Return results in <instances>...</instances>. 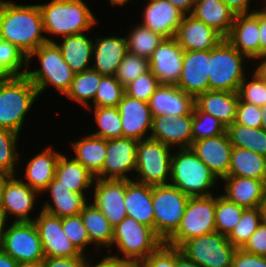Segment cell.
<instances>
[{"label":"cell","mask_w":266,"mask_h":267,"mask_svg":"<svg viewBox=\"0 0 266 267\" xmlns=\"http://www.w3.org/2000/svg\"><path fill=\"white\" fill-rule=\"evenodd\" d=\"M132 0H109L108 4H110L113 8L116 6H121L123 8V6H126L127 3H131Z\"/></svg>","instance_id":"65"},{"label":"cell","mask_w":266,"mask_h":267,"mask_svg":"<svg viewBox=\"0 0 266 267\" xmlns=\"http://www.w3.org/2000/svg\"><path fill=\"white\" fill-rule=\"evenodd\" d=\"M259 61V62H258ZM256 63L255 68L252 72L256 74L262 81L266 82V54L256 57L252 60L251 65Z\"/></svg>","instance_id":"59"},{"label":"cell","mask_w":266,"mask_h":267,"mask_svg":"<svg viewBox=\"0 0 266 267\" xmlns=\"http://www.w3.org/2000/svg\"><path fill=\"white\" fill-rule=\"evenodd\" d=\"M263 221L266 223V199L261 205Z\"/></svg>","instance_id":"67"},{"label":"cell","mask_w":266,"mask_h":267,"mask_svg":"<svg viewBox=\"0 0 266 267\" xmlns=\"http://www.w3.org/2000/svg\"><path fill=\"white\" fill-rule=\"evenodd\" d=\"M124 203L128 217L154 229L151 185L143 184L133 179L127 180Z\"/></svg>","instance_id":"31"},{"label":"cell","mask_w":266,"mask_h":267,"mask_svg":"<svg viewBox=\"0 0 266 267\" xmlns=\"http://www.w3.org/2000/svg\"><path fill=\"white\" fill-rule=\"evenodd\" d=\"M17 267H43V261L22 262L18 263Z\"/></svg>","instance_id":"64"},{"label":"cell","mask_w":266,"mask_h":267,"mask_svg":"<svg viewBox=\"0 0 266 267\" xmlns=\"http://www.w3.org/2000/svg\"><path fill=\"white\" fill-rule=\"evenodd\" d=\"M189 198L171 184L152 186L154 231L164 242L179 228Z\"/></svg>","instance_id":"9"},{"label":"cell","mask_w":266,"mask_h":267,"mask_svg":"<svg viewBox=\"0 0 266 267\" xmlns=\"http://www.w3.org/2000/svg\"><path fill=\"white\" fill-rule=\"evenodd\" d=\"M0 39L16 46L27 57L47 43L38 3L0 0Z\"/></svg>","instance_id":"1"},{"label":"cell","mask_w":266,"mask_h":267,"mask_svg":"<svg viewBox=\"0 0 266 267\" xmlns=\"http://www.w3.org/2000/svg\"><path fill=\"white\" fill-rule=\"evenodd\" d=\"M184 50L175 37L164 38L153 51L149 63L150 71L160 84L177 85L183 68Z\"/></svg>","instance_id":"17"},{"label":"cell","mask_w":266,"mask_h":267,"mask_svg":"<svg viewBox=\"0 0 266 267\" xmlns=\"http://www.w3.org/2000/svg\"><path fill=\"white\" fill-rule=\"evenodd\" d=\"M124 94V87L116 79V76L103 75L95 98L88 107H117Z\"/></svg>","instance_id":"46"},{"label":"cell","mask_w":266,"mask_h":267,"mask_svg":"<svg viewBox=\"0 0 266 267\" xmlns=\"http://www.w3.org/2000/svg\"><path fill=\"white\" fill-rule=\"evenodd\" d=\"M21 134L0 128V177L17 175L22 161L18 143ZM18 168V169H17Z\"/></svg>","instance_id":"42"},{"label":"cell","mask_w":266,"mask_h":267,"mask_svg":"<svg viewBox=\"0 0 266 267\" xmlns=\"http://www.w3.org/2000/svg\"><path fill=\"white\" fill-rule=\"evenodd\" d=\"M263 221L262 209L247 208L240 221L227 236L228 241L236 248H242Z\"/></svg>","instance_id":"45"},{"label":"cell","mask_w":266,"mask_h":267,"mask_svg":"<svg viewBox=\"0 0 266 267\" xmlns=\"http://www.w3.org/2000/svg\"><path fill=\"white\" fill-rule=\"evenodd\" d=\"M193 114L153 117L150 138L175 148H191Z\"/></svg>","instance_id":"18"},{"label":"cell","mask_w":266,"mask_h":267,"mask_svg":"<svg viewBox=\"0 0 266 267\" xmlns=\"http://www.w3.org/2000/svg\"><path fill=\"white\" fill-rule=\"evenodd\" d=\"M239 97L237 92L207 90L195 98V105L220 120L226 127L235 122Z\"/></svg>","instance_id":"32"},{"label":"cell","mask_w":266,"mask_h":267,"mask_svg":"<svg viewBox=\"0 0 266 267\" xmlns=\"http://www.w3.org/2000/svg\"><path fill=\"white\" fill-rule=\"evenodd\" d=\"M227 133V127L214 116L202 112L196 105L193 109L192 136L193 142Z\"/></svg>","instance_id":"47"},{"label":"cell","mask_w":266,"mask_h":267,"mask_svg":"<svg viewBox=\"0 0 266 267\" xmlns=\"http://www.w3.org/2000/svg\"><path fill=\"white\" fill-rule=\"evenodd\" d=\"M225 39L250 61L259 57V10L249 14H237Z\"/></svg>","instance_id":"24"},{"label":"cell","mask_w":266,"mask_h":267,"mask_svg":"<svg viewBox=\"0 0 266 267\" xmlns=\"http://www.w3.org/2000/svg\"><path fill=\"white\" fill-rule=\"evenodd\" d=\"M128 53L127 39L118 35L96 36L91 68L101 75L116 76L119 64Z\"/></svg>","instance_id":"23"},{"label":"cell","mask_w":266,"mask_h":267,"mask_svg":"<svg viewBox=\"0 0 266 267\" xmlns=\"http://www.w3.org/2000/svg\"><path fill=\"white\" fill-rule=\"evenodd\" d=\"M67 155L64 153L60 155L56 165L55 177L49 185H63L72 192L84 194L87 198H90V189H93L95 175L72 156L69 158Z\"/></svg>","instance_id":"29"},{"label":"cell","mask_w":266,"mask_h":267,"mask_svg":"<svg viewBox=\"0 0 266 267\" xmlns=\"http://www.w3.org/2000/svg\"><path fill=\"white\" fill-rule=\"evenodd\" d=\"M102 76L92 68L76 73L69 90L64 96L86 109L95 98Z\"/></svg>","instance_id":"38"},{"label":"cell","mask_w":266,"mask_h":267,"mask_svg":"<svg viewBox=\"0 0 266 267\" xmlns=\"http://www.w3.org/2000/svg\"><path fill=\"white\" fill-rule=\"evenodd\" d=\"M62 151L46 146L26 162L24 176L20 179L40 195L55 177V170ZM22 176V177H21Z\"/></svg>","instance_id":"27"},{"label":"cell","mask_w":266,"mask_h":267,"mask_svg":"<svg viewBox=\"0 0 266 267\" xmlns=\"http://www.w3.org/2000/svg\"><path fill=\"white\" fill-rule=\"evenodd\" d=\"M210 50L184 51L183 68L176 85L196 98L209 90Z\"/></svg>","instance_id":"20"},{"label":"cell","mask_w":266,"mask_h":267,"mask_svg":"<svg viewBox=\"0 0 266 267\" xmlns=\"http://www.w3.org/2000/svg\"><path fill=\"white\" fill-rule=\"evenodd\" d=\"M191 148L219 181L228 176L233 146L227 133L194 141Z\"/></svg>","instance_id":"21"},{"label":"cell","mask_w":266,"mask_h":267,"mask_svg":"<svg viewBox=\"0 0 266 267\" xmlns=\"http://www.w3.org/2000/svg\"><path fill=\"white\" fill-rule=\"evenodd\" d=\"M221 1L225 5H227L236 15L249 14L258 10L257 5L255 7L256 9L253 8L254 4L252 3L253 2L252 0H221Z\"/></svg>","instance_id":"58"},{"label":"cell","mask_w":266,"mask_h":267,"mask_svg":"<svg viewBox=\"0 0 266 267\" xmlns=\"http://www.w3.org/2000/svg\"><path fill=\"white\" fill-rule=\"evenodd\" d=\"M137 144L138 140L127 137L106 140V157L103 168L95 178L132 180L136 170ZM131 174H133L132 177Z\"/></svg>","instance_id":"14"},{"label":"cell","mask_w":266,"mask_h":267,"mask_svg":"<svg viewBox=\"0 0 266 267\" xmlns=\"http://www.w3.org/2000/svg\"><path fill=\"white\" fill-rule=\"evenodd\" d=\"M137 267H175V247L164 242L146 259L138 261Z\"/></svg>","instance_id":"52"},{"label":"cell","mask_w":266,"mask_h":267,"mask_svg":"<svg viewBox=\"0 0 266 267\" xmlns=\"http://www.w3.org/2000/svg\"><path fill=\"white\" fill-rule=\"evenodd\" d=\"M3 220H2V218H0V239H1V229H2V225H3Z\"/></svg>","instance_id":"69"},{"label":"cell","mask_w":266,"mask_h":267,"mask_svg":"<svg viewBox=\"0 0 266 267\" xmlns=\"http://www.w3.org/2000/svg\"><path fill=\"white\" fill-rule=\"evenodd\" d=\"M84 226L87 229L91 246L99 253V249H111L113 243V226L104 216V214L95 207L90 201L80 212ZM106 247V248H105Z\"/></svg>","instance_id":"35"},{"label":"cell","mask_w":266,"mask_h":267,"mask_svg":"<svg viewBox=\"0 0 266 267\" xmlns=\"http://www.w3.org/2000/svg\"><path fill=\"white\" fill-rule=\"evenodd\" d=\"M18 175L20 173L1 176V218L6 223L9 222V216L16 218H13V222H34L35 215L31 213L39 203L37 201L40 194L24 183Z\"/></svg>","instance_id":"13"},{"label":"cell","mask_w":266,"mask_h":267,"mask_svg":"<svg viewBox=\"0 0 266 267\" xmlns=\"http://www.w3.org/2000/svg\"><path fill=\"white\" fill-rule=\"evenodd\" d=\"M10 221L2 225L0 249L18 263L43 261L45 255L35 223Z\"/></svg>","instance_id":"11"},{"label":"cell","mask_w":266,"mask_h":267,"mask_svg":"<svg viewBox=\"0 0 266 267\" xmlns=\"http://www.w3.org/2000/svg\"><path fill=\"white\" fill-rule=\"evenodd\" d=\"M184 51H206L214 48L223 37L193 15H184L175 35Z\"/></svg>","instance_id":"25"},{"label":"cell","mask_w":266,"mask_h":267,"mask_svg":"<svg viewBox=\"0 0 266 267\" xmlns=\"http://www.w3.org/2000/svg\"><path fill=\"white\" fill-rule=\"evenodd\" d=\"M251 74H247L244 80L239 85L237 94L240 100L263 106L266 104V85L256 74L248 70ZM250 79V80H249Z\"/></svg>","instance_id":"48"},{"label":"cell","mask_w":266,"mask_h":267,"mask_svg":"<svg viewBox=\"0 0 266 267\" xmlns=\"http://www.w3.org/2000/svg\"><path fill=\"white\" fill-rule=\"evenodd\" d=\"M69 144L74 152L72 157L93 175L96 176L102 170L106 157V139L88 133Z\"/></svg>","instance_id":"36"},{"label":"cell","mask_w":266,"mask_h":267,"mask_svg":"<svg viewBox=\"0 0 266 267\" xmlns=\"http://www.w3.org/2000/svg\"><path fill=\"white\" fill-rule=\"evenodd\" d=\"M227 134L233 147L245 148L266 157V130L233 122L227 127Z\"/></svg>","instance_id":"39"},{"label":"cell","mask_w":266,"mask_h":267,"mask_svg":"<svg viewBox=\"0 0 266 267\" xmlns=\"http://www.w3.org/2000/svg\"><path fill=\"white\" fill-rule=\"evenodd\" d=\"M33 59H36L40 66L38 69L30 70ZM74 75L55 42L40 45L27 57L25 76L36 87L39 98L49 87L55 88V91L64 96L71 86Z\"/></svg>","instance_id":"3"},{"label":"cell","mask_w":266,"mask_h":267,"mask_svg":"<svg viewBox=\"0 0 266 267\" xmlns=\"http://www.w3.org/2000/svg\"><path fill=\"white\" fill-rule=\"evenodd\" d=\"M38 6L48 42H56L61 37L91 32L99 24L95 12L91 11L85 0H50L42 4L38 3Z\"/></svg>","instance_id":"2"},{"label":"cell","mask_w":266,"mask_h":267,"mask_svg":"<svg viewBox=\"0 0 266 267\" xmlns=\"http://www.w3.org/2000/svg\"><path fill=\"white\" fill-rule=\"evenodd\" d=\"M0 183H1V177H0ZM0 218H1V193H0Z\"/></svg>","instance_id":"70"},{"label":"cell","mask_w":266,"mask_h":267,"mask_svg":"<svg viewBox=\"0 0 266 267\" xmlns=\"http://www.w3.org/2000/svg\"><path fill=\"white\" fill-rule=\"evenodd\" d=\"M126 39L128 52L145 59H150L153 51L165 38L157 32L142 26L140 23L130 26Z\"/></svg>","instance_id":"40"},{"label":"cell","mask_w":266,"mask_h":267,"mask_svg":"<svg viewBox=\"0 0 266 267\" xmlns=\"http://www.w3.org/2000/svg\"><path fill=\"white\" fill-rule=\"evenodd\" d=\"M228 176L266 182V157L245 148L233 147Z\"/></svg>","instance_id":"37"},{"label":"cell","mask_w":266,"mask_h":267,"mask_svg":"<svg viewBox=\"0 0 266 267\" xmlns=\"http://www.w3.org/2000/svg\"><path fill=\"white\" fill-rule=\"evenodd\" d=\"M175 267H201L198 263L187 258L178 247H175Z\"/></svg>","instance_id":"61"},{"label":"cell","mask_w":266,"mask_h":267,"mask_svg":"<svg viewBox=\"0 0 266 267\" xmlns=\"http://www.w3.org/2000/svg\"><path fill=\"white\" fill-rule=\"evenodd\" d=\"M261 110H262V126L261 128L266 130V104L261 106Z\"/></svg>","instance_id":"66"},{"label":"cell","mask_w":266,"mask_h":267,"mask_svg":"<svg viewBox=\"0 0 266 267\" xmlns=\"http://www.w3.org/2000/svg\"><path fill=\"white\" fill-rule=\"evenodd\" d=\"M38 98L36 87L25 75L0 79V128L21 134Z\"/></svg>","instance_id":"5"},{"label":"cell","mask_w":266,"mask_h":267,"mask_svg":"<svg viewBox=\"0 0 266 267\" xmlns=\"http://www.w3.org/2000/svg\"><path fill=\"white\" fill-rule=\"evenodd\" d=\"M251 61L225 38L210 50L209 90L237 92Z\"/></svg>","instance_id":"7"},{"label":"cell","mask_w":266,"mask_h":267,"mask_svg":"<svg viewBox=\"0 0 266 267\" xmlns=\"http://www.w3.org/2000/svg\"><path fill=\"white\" fill-rule=\"evenodd\" d=\"M117 108L122 123V137L138 141L150 138L153 116L148 102L124 94Z\"/></svg>","instance_id":"19"},{"label":"cell","mask_w":266,"mask_h":267,"mask_svg":"<svg viewBox=\"0 0 266 267\" xmlns=\"http://www.w3.org/2000/svg\"><path fill=\"white\" fill-rule=\"evenodd\" d=\"M173 151L175 149L151 138L138 141L133 180L151 186L169 184Z\"/></svg>","instance_id":"8"},{"label":"cell","mask_w":266,"mask_h":267,"mask_svg":"<svg viewBox=\"0 0 266 267\" xmlns=\"http://www.w3.org/2000/svg\"><path fill=\"white\" fill-rule=\"evenodd\" d=\"M191 15L210 26L223 38L228 36L236 16L221 0H195Z\"/></svg>","instance_id":"34"},{"label":"cell","mask_w":266,"mask_h":267,"mask_svg":"<svg viewBox=\"0 0 266 267\" xmlns=\"http://www.w3.org/2000/svg\"><path fill=\"white\" fill-rule=\"evenodd\" d=\"M49 194L39 209L60 218L79 215L90 201L84 194L72 192L63 185H48L43 193Z\"/></svg>","instance_id":"30"},{"label":"cell","mask_w":266,"mask_h":267,"mask_svg":"<svg viewBox=\"0 0 266 267\" xmlns=\"http://www.w3.org/2000/svg\"><path fill=\"white\" fill-rule=\"evenodd\" d=\"M159 80L151 71L144 73L124 87L125 94L131 98L149 102L152 94L159 87Z\"/></svg>","instance_id":"51"},{"label":"cell","mask_w":266,"mask_h":267,"mask_svg":"<svg viewBox=\"0 0 266 267\" xmlns=\"http://www.w3.org/2000/svg\"><path fill=\"white\" fill-rule=\"evenodd\" d=\"M241 249L247 253L266 257V223L264 221Z\"/></svg>","instance_id":"54"},{"label":"cell","mask_w":266,"mask_h":267,"mask_svg":"<svg viewBox=\"0 0 266 267\" xmlns=\"http://www.w3.org/2000/svg\"><path fill=\"white\" fill-rule=\"evenodd\" d=\"M89 257H45L43 267H85Z\"/></svg>","instance_id":"57"},{"label":"cell","mask_w":266,"mask_h":267,"mask_svg":"<svg viewBox=\"0 0 266 267\" xmlns=\"http://www.w3.org/2000/svg\"><path fill=\"white\" fill-rule=\"evenodd\" d=\"M246 208L227 200L216 193L215 227L216 232L228 236L240 221Z\"/></svg>","instance_id":"44"},{"label":"cell","mask_w":266,"mask_h":267,"mask_svg":"<svg viewBox=\"0 0 266 267\" xmlns=\"http://www.w3.org/2000/svg\"><path fill=\"white\" fill-rule=\"evenodd\" d=\"M153 117L193 114L195 98L176 85L160 84L149 100Z\"/></svg>","instance_id":"26"},{"label":"cell","mask_w":266,"mask_h":267,"mask_svg":"<svg viewBox=\"0 0 266 267\" xmlns=\"http://www.w3.org/2000/svg\"><path fill=\"white\" fill-rule=\"evenodd\" d=\"M62 227L64 233L69 238V240L76 246V248L82 254L90 257L92 253L90 252V250L87 251L85 249H88V246L91 245V243L89 240L87 229L84 226L80 214L76 216L62 218Z\"/></svg>","instance_id":"50"},{"label":"cell","mask_w":266,"mask_h":267,"mask_svg":"<svg viewBox=\"0 0 266 267\" xmlns=\"http://www.w3.org/2000/svg\"><path fill=\"white\" fill-rule=\"evenodd\" d=\"M18 262L0 249V267H17Z\"/></svg>","instance_id":"63"},{"label":"cell","mask_w":266,"mask_h":267,"mask_svg":"<svg viewBox=\"0 0 266 267\" xmlns=\"http://www.w3.org/2000/svg\"><path fill=\"white\" fill-rule=\"evenodd\" d=\"M258 10L266 17V0H262V6L260 5Z\"/></svg>","instance_id":"68"},{"label":"cell","mask_w":266,"mask_h":267,"mask_svg":"<svg viewBox=\"0 0 266 267\" xmlns=\"http://www.w3.org/2000/svg\"><path fill=\"white\" fill-rule=\"evenodd\" d=\"M184 15L191 14L193 11L195 0H168Z\"/></svg>","instance_id":"62"},{"label":"cell","mask_w":266,"mask_h":267,"mask_svg":"<svg viewBox=\"0 0 266 267\" xmlns=\"http://www.w3.org/2000/svg\"><path fill=\"white\" fill-rule=\"evenodd\" d=\"M178 248L201 267H231L238 249L218 232L191 238Z\"/></svg>","instance_id":"12"},{"label":"cell","mask_w":266,"mask_h":267,"mask_svg":"<svg viewBox=\"0 0 266 267\" xmlns=\"http://www.w3.org/2000/svg\"><path fill=\"white\" fill-rule=\"evenodd\" d=\"M150 71L148 59L127 53L122 62L119 64L116 79L123 87L135 80L140 75Z\"/></svg>","instance_id":"49"},{"label":"cell","mask_w":266,"mask_h":267,"mask_svg":"<svg viewBox=\"0 0 266 267\" xmlns=\"http://www.w3.org/2000/svg\"><path fill=\"white\" fill-rule=\"evenodd\" d=\"M260 56L266 54V17L259 11Z\"/></svg>","instance_id":"60"},{"label":"cell","mask_w":266,"mask_h":267,"mask_svg":"<svg viewBox=\"0 0 266 267\" xmlns=\"http://www.w3.org/2000/svg\"><path fill=\"white\" fill-rule=\"evenodd\" d=\"M216 193L211 196L190 197L181 224L177 231L165 242L179 247L183 242L202 235L216 232Z\"/></svg>","instance_id":"10"},{"label":"cell","mask_w":266,"mask_h":267,"mask_svg":"<svg viewBox=\"0 0 266 267\" xmlns=\"http://www.w3.org/2000/svg\"><path fill=\"white\" fill-rule=\"evenodd\" d=\"M126 187L127 180L116 179H95L93 185L90 202L104 214L113 227L127 216L124 203Z\"/></svg>","instance_id":"16"},{"label":"cell","mask_w":266,"mask_h":267,"mask_svg":"<svg viewBox=\"0 0 266 267\" xmlns=\"http://www.w3.org/2000/svg\"><path fill=\"white\" fill-rule=\"evenodd\" d=\"M231 267H266V257L247 253L238 248Z\"/></svg>","instance_id":"55"},{"label":"cell","mask_w":266,"mask_h":267,"mask_svg":"<svg viewBox=\"0 0 266 267\" xmlns=\"http://www.w3.org/2000/svg\"><path fill=\"white\" fill-rule=\"evenodd\" d=\"M261 115L262 110L260 106L246 103L239 99L235 123L250 128H261Z\"/></svg>","instance_id":"53"},{"label":"cell","mask_w":266,"mask_h":267,"mask_svg":"<svg viewBox=\"0 0 266 267\" xmlns=\"http://www.w3.org/2000/svg\"><path fill=\"white\" fill-rule=\"evenodd\" d=\"M216 175L198 158L192 148L173 151L171 156L170 183L190 197L214 195L220 186Z\"/></svg>","instance_id":"4"},{"label":"cell","mask_w":266,"mask_h":267,"mask_svg":"<svg viewBox=\"0 0 266 267\" xmlns=\"http://www.w3.org/2000/svg\"><path fill=\"white\" fill-rule=\"evenodd\" d=\"M144 2L142 20L139 23L165 38L175 37L184 14L168 0H144Z\"/></svg>","instance_id":"22"},{"label":"cell","mask_w":266,"mask_h":267,"mask_svg":"<svg viewBox=\"0 0 266 267\" xmlns=\"http://www.w3.org/2000/svg\"><path fill=\"white\" fill-rule=\"evenodd\" d=\"M223 181V183H222ZM221 195L244 208L261 207L266 199V182L239 176H226L220 180Z\"/></svg>","instance_id":"28"},{"label":"cell","mask_w":266,"mask_h":267,"mask_svg":"<svg viewBox=\"0 0 266 267\" xmlns=\"http://www.w3.org/2000/svg\"><path fill=\"white\" fill-rule=\"evenodd\" d=\"M27 56L16 46L0 39V79L24 76Z\"/></svg>","instance_id":"43"},{"label":"cell","mask_w":266,"mask_h":267,"mask_svg":"<svg viewBox=\"0 0 266 267\" xmlns=\"http://www.w3.org/2000/svg\"><path fill=\"white\" fill-rule=\"evenodd\" d=\"M84 32L81 34L62 37L55 43L60 48L66 64L76 74L91 68L94 38Z\"/></svg>","instance_id":"33"},{"label":"cell","mask_w":266,"mask_h":267,"mask_svg":"<svg viewBox=\"0 0 266 267\" xmlns=\"http://www.w3.org/2000/svg\"><path fill=\"white\" fill-rule=\"evenodd\" d=\"M34 223L38 229L45 257H89L69 240L62 227V218L40 209Z\"/></svg>","instance_id":"15"},{"label":"cell","mask_w":266,"mask_h":267,"mask_svg":"<svg viewBox=\"0 0 266 267\" xmlns=\"http://www.w3.org/2000/svg\"><path fill=\"white\" fill-rule=\"evenodd\" d=\"M85 110L94 114L91 119H94L93 122L98 128L96 131L92 130L90 134L106 140L122 137V123L117 107H87Z\"/></svg>","instance_id":"41"},{"label":"cell","mask_w":266,"mask_h":267,"mask_svg":"<svg viewBox=\"0 0 266 267\" xmlns=\"http://www.w3.org/2000/svg\"><path fill=\"white\" fill-rule=\"evenodd\" d=\"M85 267H137V261L119 259L107 254L103 255L102 259L100 260H93L92 256H90Z\"/></svg>","instance_id":"56"},{"label":"cell","mask_w":266,"mask_h":267,"mask_svg":"<svg viewBox=\"0 0 266 267\" xmlns=\"http://www.w3.org/2000/svg\"><path fill=\"white\" fill-rule=\"evenodd\" d=\"M163 243L153 228L126 216L113 228V243L111 249L106 251L110 252L115 247L116 254L110 252L109 255L138 262L146 259Z\"/></svg>","instance_id":"6"}]
</instances>
